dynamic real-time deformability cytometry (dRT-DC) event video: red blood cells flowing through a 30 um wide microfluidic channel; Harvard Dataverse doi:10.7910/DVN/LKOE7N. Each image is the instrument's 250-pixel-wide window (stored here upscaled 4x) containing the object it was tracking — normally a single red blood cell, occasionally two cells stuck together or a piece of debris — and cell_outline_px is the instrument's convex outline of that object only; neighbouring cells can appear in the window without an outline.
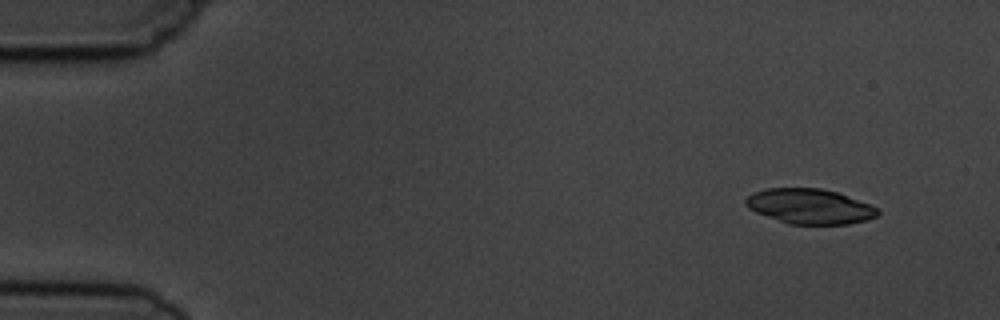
{"species": "common noctule bat (a hibernating species)", "species_latin": "Nyctalus noctula", "temperature_condition": "cold", "stored_images_in_passage": 4, "camera_frame_rate_fps": 3000, "um_per_image_px": 0.085, "animal": {"sex": "male", "body_mass_g": 19.5, "forearm_length_mm": 54.6}, "frame": {"image": 1, "passage_image": 1, "time_ms": 0.0, "image_size_px": [1000, 320], "cell_outline_px": [[880, 212], [876, 216], [868, 220], [848, 224], [788, 224], [756, 212], [748, 208], [744, 204], [744, 200], [752, 192], [764, 188], [820, 188], [836, 192], [872, 204]], "centroid_in_image_um": [68.81, 17.53], "position_along_channel_um": 16.2, "area_um2": 27.11}}
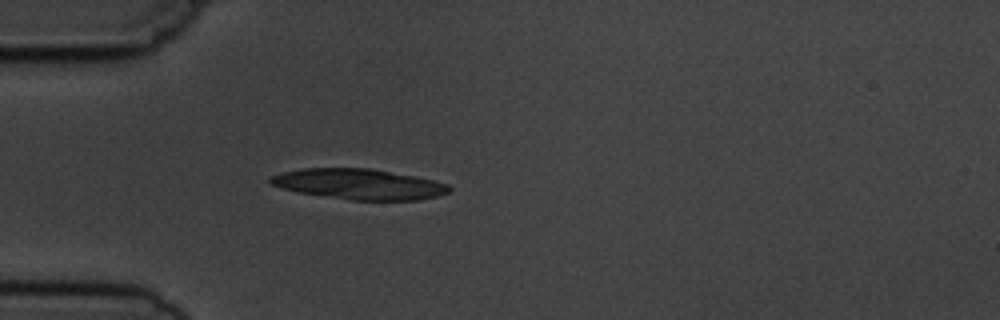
{"frame": {"image": 2, "passage_image": 4, "time_ms": 3.667, "image_size_px": [1000, 320], "cell_outline_px": [[452, 188], [448, 192], [436, 196], [420, 200], [352, 200], [300, 192], [284, 188], [272, 184], [268, 180], [272, 176], [284, 172], [300, 168], [372, 168], [432, 180], [448, 184]], "centroid_in_image_um": [30.54, 15.65], "position_along_channel_um": 54.5, "area_um2": 31.33}}